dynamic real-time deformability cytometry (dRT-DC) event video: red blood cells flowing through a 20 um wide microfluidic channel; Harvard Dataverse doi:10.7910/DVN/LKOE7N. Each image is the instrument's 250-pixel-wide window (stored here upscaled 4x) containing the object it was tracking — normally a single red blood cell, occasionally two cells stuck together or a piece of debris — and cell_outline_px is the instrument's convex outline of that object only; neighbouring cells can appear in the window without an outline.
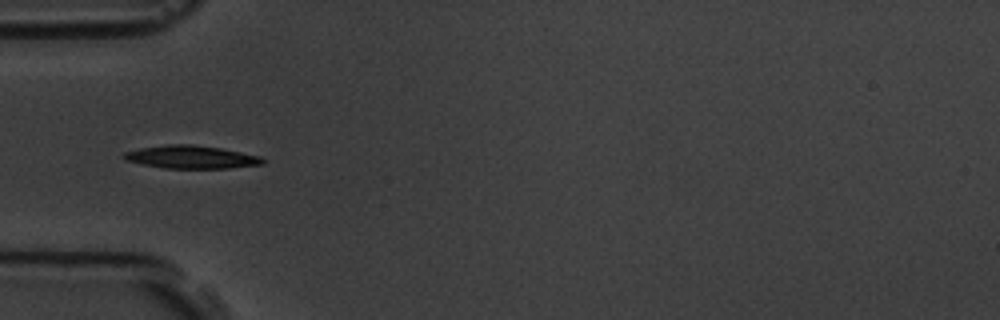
{"species": "common noctule bat (a hibernating species)", "species_latin": "Nyctalus noctula", "temperature_condition": "room temperature", "stored_images_in_passage": 7, "camera_frame_rate_fps": 3000, "um_per_image_px": 0.085, "animal": {"sex": "male", "body_mass_g": 19.5, "forearm_length_mm": 54.6}, "frame": {"image": 1, "passage_image": 4, "time_ms": 3.667, "image_size_px": [1000, 320], "cell_outline_px": [[268, 160], [264, 164], [228, 168], [164, 168], [124, 160], [120, 156], [124, 152], [140, 148], [168, 144], [192, 144], [220, 148], [260, 156]], "centroid_in_image_um": [16.26, 13.35], "position_along_channel_um": 68.7, "area_um2": 18.61}}
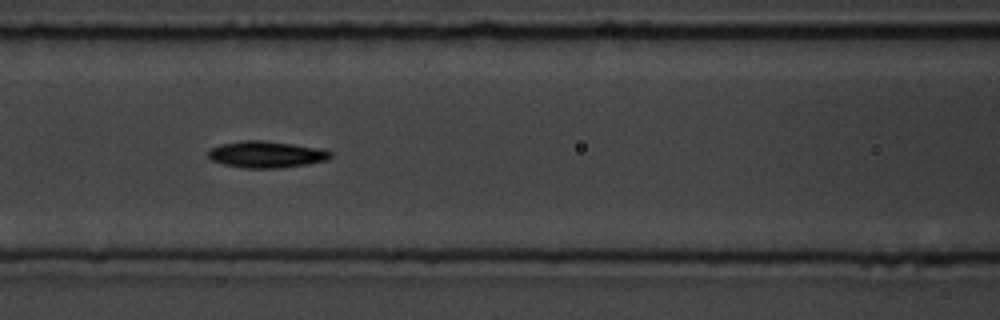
{"frame": {"image": 2, "passage_image": 6, "time_ms": 5.667, "image_size_px": [1000, 320], "cell_outline_px": [[332, 156], [328, 160], [308, 164], [280, 168], [244, 168], [224, 164], [212, 160], [208, 156], [208, 152], [212, 148], [220, 144], [240, 140], [264, 140], [320, 148], [332, 152]], "centroid_in_image_um": [22.65, 13.12], "position_along_channel_um": 143.9, "area_um2": 19.02}}
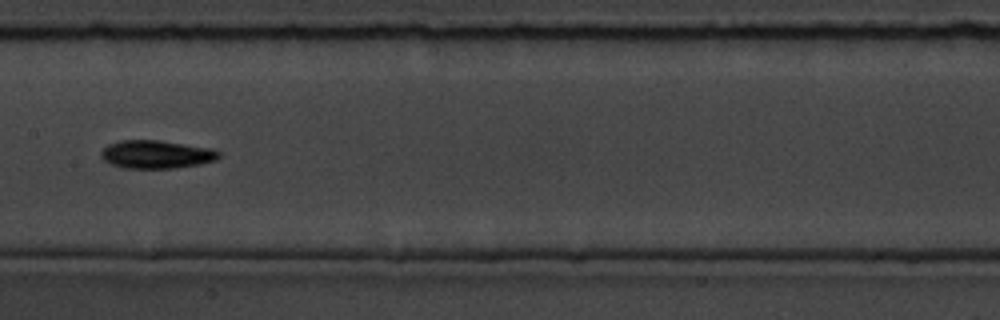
{"frame": {"image": 3, "passage_image": 7, "time_ms": 7.0, "image_size_px": [1000, 320], "cell_outline_px": [[220, 156], [216, 160], [200, 164], [176, 168], [124, 168], [112, 164], [104, 160], [100, 156], [100, 152], [108, 144], [120, 140], [160, 140], [212, 148], [220, 152]], "centroid_in_image_um": [13.3, 13.12], "position_along_channel_um": 194.1, "area_um2": 19.42}}